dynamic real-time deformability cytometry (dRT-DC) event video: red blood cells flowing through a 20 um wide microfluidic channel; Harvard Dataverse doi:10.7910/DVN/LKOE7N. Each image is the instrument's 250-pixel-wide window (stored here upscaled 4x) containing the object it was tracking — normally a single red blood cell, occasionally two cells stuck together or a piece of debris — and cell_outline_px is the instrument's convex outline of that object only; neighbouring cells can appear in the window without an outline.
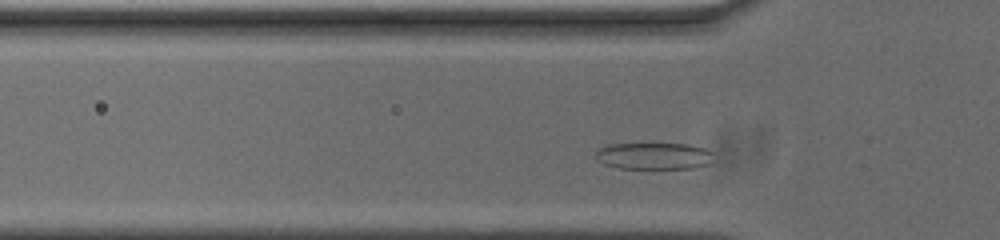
{"species": "common noctule bat (a hibernating species)", "species_latin": "Nyctalus noctula", "temperature_condition": "cold", "stored_images_in_passage": 32, "camera_frame_rate_fps": 3000, "um_per_image_px": 0.085, "animal": {"sex": "male", "body_mass_g": 20.0, "forearm_length_mm": 53.3}, "frame": {"image": 1, "passage_image": 6, "time_ms": 1.667, "image_size_px": [1000, 240], "cell_outline_px": [[712, 152], [708, 164], [692, 168], [620, 168], [604, 164], [596, 160], [596, 152], [600, 148], [612, 144], [652, 140], [688, 144], [704, 148]], "centroid_in_image_um": [55.53, 13.19], "position_along_channel_um": 70.3, "area_um2": 19.19}}
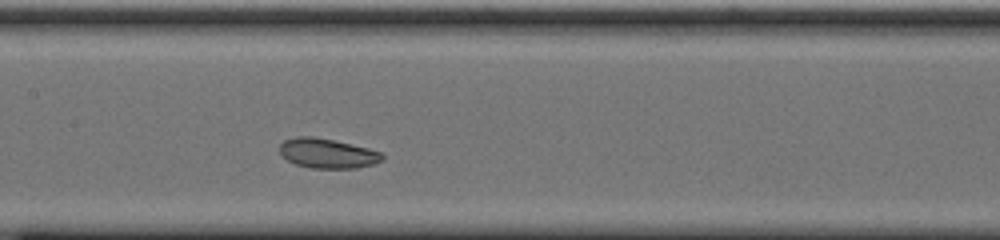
{"frame": {"image": 2, "passage_image": 15, "time_ms": 4.667, "image_size_px": [1000, 240], "cell_outline_px": [[384, 160], [372, 164], [356, 168], [312, 168], [296, 164], [288, 160], [280, 152], [280, 144], [284, 140], [296, 136], [312, 136], [332, 140], [368, 148], [384, 152]], "centroid_in_image_um": [27.86, 13.03], "position_along_channel_um": 179.5, "area_um2": 17.69}}
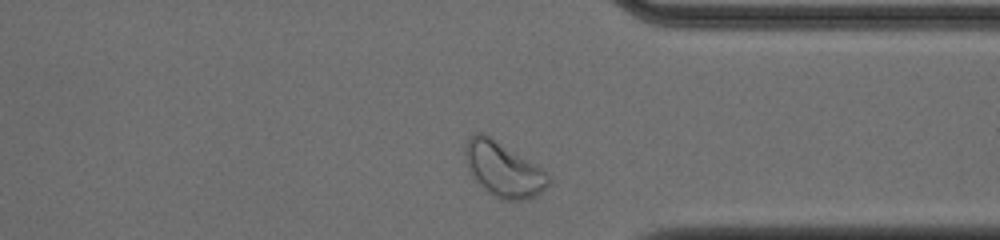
{"frame": {"image": 3, "passage_image": 31, "time_ms": 10.0, "image_size_px": [1000, 240], "cell_outline_px": [[548, 184], [536, 196], [524, 200], [500, 200], [488, 192], [468, 172], [464, 152], [464, 144], [476, 132], [484, 132], [536, 164], [548, 176]], "centroid_in_image_um": [42.73, 14.38], "position_along_channel_um": 368.7, "area_um2": 26.36}, "authors_computed_cell_mechanics": {"area_um2": 18.2648, "velocity_mm_per_s": 3.6261, "shape_relaxation_time_tau1_ms": 3.2799, "shape_relaxation_time_tau2_ms": 5.2232, "deformation_change_tau1": 0.0908, "deformation_change_tau2": 0.0836}}